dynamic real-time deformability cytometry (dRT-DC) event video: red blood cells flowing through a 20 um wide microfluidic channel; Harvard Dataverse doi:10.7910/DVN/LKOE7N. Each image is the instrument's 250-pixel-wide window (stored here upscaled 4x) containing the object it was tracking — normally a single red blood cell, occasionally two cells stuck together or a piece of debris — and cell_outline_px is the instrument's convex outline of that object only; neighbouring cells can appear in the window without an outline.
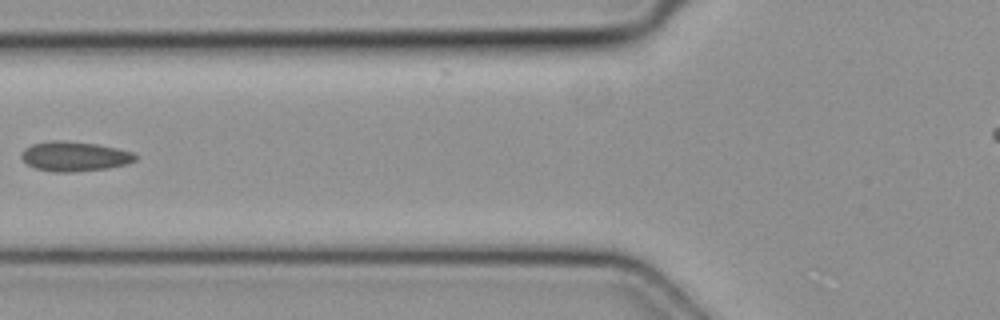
{"species": "common noctule bat (a hibernating species)", "species_latin": "Nyctalus noctula", "temperature_condition": "cold", "stored_images_in_passage": 6, "camera_frame_rate_fps": 3000, "um_per_image_px": 0.085, "animal": {"sex": "female", "body_mass_g": 19.3, "forearm_length_mm": 54.1}, "frame": {"image": 1, "passage_image": 6, "time_ms": 1.667, "image_size_px": [1000, 320], "cell_outline_px": [[136, 160], [128, 164], [108, 168], [72, 172], [52, 172], [36, 168], [28, 164], [20, 156], [24, 148], [32, 144], [48, 140], [64, 140], [96, 144], [116, 148], [132, 152], [136, 156]], "centroid_in_image_um": [6.32, 13.28], "position_along_channel_um": 119.5, "area_um2": 19.77}}